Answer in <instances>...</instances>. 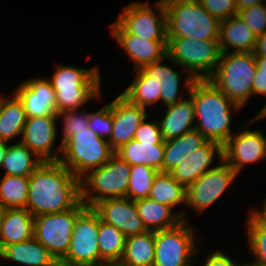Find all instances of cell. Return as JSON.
Instances as JSON below:
<instances>
[{
	"label": "cell",
	"instance_id": "obj_1",
	"mask_svg": "<svg viewBox=\"0 0 266 266\" xmlns=\"http://www.w3.org/2000/svg\"><path fill=\"white\" fill-rule=\"evenodd\" d=\"M81 201V180L58 162H43L29 176L26 209L33 215L54 214Z\"/></svg>",
	"mask_w": 266,
	"mask_h": 266
},
{
	"label": "cell",
	"instance_id": "obj_2",
	"mask_svg": "<svg viewBox=\"0 0 266 266\" xmlns=\"http://www.w3.org/2000/svg\"><path fill=\"white\" fill-rule=\"evenodd\" d=\"M192 97L197 129L207 140H213L222 146L233 135L231 111H238L241 107L226 97L211 81L195 80L189 89Z\"/></svg>",
	"mask_w": 266,
	"mask_h": 266
},
{
	"label": "cell",
	"instance_id": "obj_3",
	"mask_svg": "<svg viewBox=\"0 0 266 266\" xmlns=\"http://www.w3.org/2000/svg\"><path fill=\"white\" fill-rule=\"evenodd\" d=\"M221 55L218 39L167 37L166 59L188 71L185 81L187 90L195 80L209 79L214 74Z\"/></svg>",
	"mask_w": 266,
	"mask_h": 266
},
{
	"label": "cell",
	"instance_id": "obj_4",
	"mask_svg": "<svg viewBox=\"0 0 266 266\" xmlns=\"http://www.w3.org/2000/svg\"><path fill=\"white\" fill-rule=\"evenodd\" d=\"M167 37L197 40L219 39L221 21L211 15L199 0H163Z\"/></svg>",
	"mask_w": 266,
	"mask_h": 266
},
{
	"label": "cell",
	"instance_id": "obj_5",
	"mask_svg": "<svg viewBox=\"0 0 266 266\" xmlns=\"http://www.w3.org/2000/svg\"><path fill=\"white\" fill-rule=\"evenodd\" d=\"M49 81L55 90L57 113L75 110L88 100L100 97V74L95 67L57 65Z\"/></svg>",
	"mask_w": 266,
	"mask_h": 266
},
{
	"label": "cell",
	"instance_id": "obj_6",
	"mask_svg": "<svg viewBox=\"0 0 266 266\" xmlns=\"http://www.w3.org/2000/svg\"><path fill=\"white\" fill-rule=\"evenodd\" d=\"M58 151L63 155L59 162L80 180L88 171L101 167L115 154L108 140L89 128L73 132L60 144Z\"/></svg>",
	"mask_w": 266,
	"mask_h": 266
},
{
	"label": "cell",
	"instance_id": "obj_7",
	"mask_svg": "<svg viewBox=\"0 0 266 266\" xmlns=\"http://www.w3.org/2000/svg\"><path fill=\"white\" fill-rule=\"evenodd\" d=\"M256 70L253 52L222 53L214 74L208 80L242 108L252 96V81Z\"/></svg>",
	"mask_w": 266,
	"mask_h": 266
},
{
	"label": "cell",
	"instance_id": "obj_8",
	"mask_svg": "<svg viewBox=\"0 0 266 266\" xmlns=\"http://www.w3.org/2000/svg\"><path fill=\"white\" fill-rule=\"evenodd\" d=\"M130 169L126 161L114 154L104 165L81 179V201L93 208L105 199L127 197Z\"/></svg>",
	"mask_w": 266,
	"mask_h": 266
},
{
	"label": "cell",
	"instance_id": "obj_9",
	"mask_svg": "<svg viewBox=\"0 0 266 266\" xmlns=\"http://www.w3.org/2000/svg\"><path fill=\"white\" fill-rule=\"evenodd\" d=\"M87 208L80 201L74 208L61 213L34 216V238L60 262L70 248L77 217Z\"/></svg>",
	"mask_w": 266,
	"mask_h": 266
},
{
	"label": "cell",
	"instance_id": "obj_10",
	"mask_svg": "<svg viewBox=\"0 0 266 266\" xmlns=\"http://www.w3.org/2000/svg\"><path fill=\"white\" fill-rule=\"evenodd\" d=\"M99 215L87 207L78 217L72 231L71 243L60 266H100L98 247Z\"/></svg>",
	"mask_w": 266,
	"mask_h": 266
},
{
	"label": "cell",
	"instance_id": "obj_11",
	"mask_svg": "<svg viewBox=\"0 0 266 266\" xmlns=\"http://www.w3.org/2000/svg\"><path fill=\"white\" fill-rule=\"evenodd\" d=\"M194 231L186 220L176 226L154 232L153 266H192L191 256L198 252Z\"/></svg>",
	"mask_w": 266,
	"mask_h": 266
},
{
	"label": "cell",
	"instance_id": "obj_12",
	"mask_svg": "<svg viewBox=\"0 0 266 266\" xmlns=\"http://www.w3.org/2000/svg\"><path fill=\"white\" fill-rule=\"evenodd\" d=\"M160 15L150 5L131 3L123 9L116 21L127 33L148 40H167L166 11L163 0L156 3Z\"/></svg>",
	"mask_w": 266,
	"mask_h": 266
},
{
	"label": "cell",
	"instance_id": "obj_13",
	"mask_svg": "<svg viewBox=\"0 0 266 266\" xmlns=\"http://www.w3.org/2000/svg\"><path fill=\"white\" fill-rule=\"evenodd\" d=\"M238 173L223 159L186 188V204L197 212H203L230 186Z\"/></svg>",
	"mask_w": 266,
	"mask_h": 266
},
{
	"label": "cell",
	"instance_id": "obj_14",
	"mask_svg": "<svg viewBox=\"0 0 266 266\" xmlns=\"http://www.w3.org/2000/svg\"><path fill=\"white\" fill-rule=\"evenodd\" d=\"M113 113V129L108 142L116 152L124 144L134 139L140 124L148 117L146 109L131 103L120 94L109 103Z\"/></svg>",
	"mask_w": 266,
	"mask_h": 266
},
{
	"label": "cell",
	"instance_id": "obj_15",
	"mask_svg": "<svg viewBox=\"0 0 266 266\" xmlns=\"http://www.w3.org/2000/svg\"><path fill=\"white\" fill-rule=\"evenodd\" d=\"M266 159V137L257 130L232 135L223 145V160L237 173L247 163Z\"/></svg>",
	"mask_w": 266,
	"mask_h": 266
},
{
	"label": "cell",
	"instance_id": "obj_16",
	"mask_svg": "<svg viewBox=\"0 0 266 266\" xmlns=\"http://www.w3.org/2000/svg\"><path fill=\"white\" fill-rule=\"evenodd\" d=\"M58 116L30 117L26 119L20 142L43 162H58L60 155L53 150L57 136Z\"/></svg>",
	"mask_w": 266,
	"mask_h": 266
},
{
	"label": "cell",
	"instance_id": "obj_17",
	"mask_svg": "<svg viewBox=\"0 0 266 266\" xmlns=\"http://www.w3.org/2000/svg\"><path fill=\"white\" fill-rule=\"evenodd\" d=\"M93 209L102 221L115 226L126 237L147 231L138 215L135 201L130 198L105 199L98 202Z\"/></svg>",
	"mask_w": 266,
	"mask_h": 266
},
{
	"label": "cell",
	"instance_id": "obj_18",
	"mask_svg": "<svg viewBox=\"0 0 266 266\" xmlns=\"http://www.w3.org/2000/svg\"><path fill=\"white\" fill-rule=\"evenodd\" d=\"M110 26L112 36L127 52L136 69L160 59L167 60V40H148L129 34L117 22Z\"/></svg>",
	"mask_w": 266,
	"mask_h": 266
},
{
	"label": "cell",
	"instance_id": "obj_19",
	"mask_svg": "<svg viewBox=\"0 0 266 266\" xmlns=\"http://www.w3.org/2000/svg\"><path fill=\"white\" fill-rule=\"evenodd\" d=\"M15 94L22 101L27 118L58 114L55 90L49 79L27 80L16 89Z\"/></svg>",
	"mask_w": 266,
	"mask_h": 266
},
{
	"label": "cell",
	"instance_id": "obj_20",
	"mask_svg": "<svg viewBox=\"0 0 266 266\" xmlns=\"http://www.w3.org/2000/svg\"><path fill=\"white\" fill-rule=\"evenodd\" d=\"M215 154L223 159V146L213 140H208L204 145L186 156V159L178 164L169 173L185 188H188L194 181L201 177L209 168Z\"/></svg>",
	"mask_w": 266,
	"mask_h": 266
},
{
	"label": "cell",
	"instance_id": "obj_21",
	"mask_svg": "<svg viewBox=\"0 0 266 266\" xmlns=\"http://www.w3.org/2000/svg\"><path fill=\"white\" fill-rule=\"evenodd\" d=\"M34 237V216L26 208H7L0 213V251L7 245Z\"/></svg>",
	"mask_w": 266,
	"mask_h": 266
},
{
	"label": "cell",
	"instance_id": "obj_22",
	"mask_svg": "<svg viewBox=\"0 0 266 266\" xmlns=\"http://www.w3.org/2000/svg\"><path fill=\"white\" fill-rule=\"evenodd\" d=\"M165 116L158 120L164 141L180 137L184 133L195 129V110L192 97L166 106Z\"/></svg>",
	"mask_w": 266,
	"mask_h": 266
},
{
	"label": "cell",
	"instance_id": "obj_23",
	"mask_svg": "<svg viewBox=\"0 0 266 266\" xmlns=\"http://www.w3.org/2000/svg\"><path fill=\"white\" fill-rule=\"evenodd\" d=\"M0 257L26 266H60L55 257L34 237L5 246Z\"/></svg>",
	"mask_w": 266,
	"mask_h": 266
},
{
	"label": "cell",
	"instance_id": "obj_24",
	"mask_svg": "<svg viewBox=\"0 0 266 266\" xmlns=\"http://www.w3.org/2000/svg\"><path fill=\"white\" fill-rule=\"evenodd\" d=\"M218 40L222 53H229L231 48H235L233 52H253L257 38L236 15L221 21Z\"/></svg>",
	"mask_w": 266,
	"mask_h": 266
},
{
	"label": "cell",
	"instance_id": "obj_25",
	"mask_svg": "<svg viewBox=\"0 0 266 266\" xmlns=\"http://www.w3.org/2000/svg\"><path fill=\"white\" fill-rule=\"evenodd\" d=\"M135 205L147 231L169 229L186 219L185 211L172 214L170 207L150 198L135 200Z\"/></svg>",
	"mask_w": 266,
	"mask_h": 266
},
{
	"label": "cell",
	"instance_id": "obj_26",
	"mask_svg": "<svg viewBox=\"0 0 266 266\" xmlns=\"http://www.w3.org/2000/svg\"><path fill=\"white\" fill-rule=\"evenodd\" d=\"M164 149V140L160 144L153 145V143H140L132 139L118 149L115 154L130 166L144 164L163 172Z\"/></svg>",
	"mask_w": 266,
	"mask_h": 266
},
{
	"label": "cell",
	"instance_id": "obj_27",
	"mask_svg": "<svg viewBox=\"0 0 266 266\" xmlns=\"http://www.w3.org/2000/svg\"><path fill=\"white\" fill-rule=\"evenodd\" d=\"M154 231L126 237L121 266H153L155 259Z\"/></svg>",
	"mask_w": 266,
	"mask_h": 266
},
{
	"label": "cell",
	"instance_id": "obj_28",
	"mask_svg": "<svg viewBox=\"0 0 266 266\" xmlns=\"http://www.w3.org/2000/svg\"><path fill=\"white\" fill-rule=\"evenodd\" d=\"M26 119L24 105L15 93L9 100L0 97L1 141L9 142L20 134L22 136Z\"/></svg>",
	"mask_w": 266,
	"mask_h": 266
},
{
	"label": "cell",
	"instance_id": "obj_29",
	"mask_svg": "<svg viewBox=\"0 0 266 266\" xmlns=\"http://www.w3.org/2000/svg\"><path fill=\"white\" fill-rule=\"evenodd\" d=\"M163 59L157 60L152 64L143 66L140 70L161 85L160 100L165 106L175 104L182 100L178 96L180 74L170 66L161 64Z\"/></svg>",
	"mask_w": 266,
	"mask_h": 266
},
{
	"label": "cell",
	"instance_id": "obj_30",
	"mask_svg": "<svg viewBox=\"0 0 266 266\" xmlns=\"http://www.w3.org/2000/svg\"><path fill=\"white\" fill-rule=\"evenodd\" d=\"M126 236L115 226L100 219L98 247L100 250V266L118 264L125 249Z\"/></svg>",
	"mask_w": 266,
	"mask_h": 266
},
{
	"label": "cell",
	"instance_id": "obj_31",
	"mask_svg": "<svg viewBox=\"0 0 266 266\" xmlns=\"http://www.w3.org/2000/svg\"><path fill=\"white\" fill-rule=\"evenodd\" d=\"M42 163L26 145L18 142L8 145L1 167L7 170L5 175L29 177Z\"/></svg>",
	"mask_w": 266,
	"mask_h": 266
},
{
	"label": "cell",
	"instance_id": "obj_32",
	"mask_svg": "<svg viewBox=\"0 0 266 266\" xmlns=\"http://www.w3.org/2000/svg\"><path fill=\"white\" fill-rule=\"evenodd\" d=\"M148 198L173 209L180 203L186 204V188L178 183L170 173L159 172L154 179Z\"/></svg>",
	"mask_w": 266,
	"mask_h": 266
},
{
	"label": "cell",
	"instance_id": "obj_33",
	"mask_svg": "<svg viewBox=\"0 0 266 266\" xmlns=\"http://www.w3.org/2000/svg\"><path fill=\"white\" fill-rule=\"evenodd\" d=\"M131 85L121 94L131 103L145 108L160 100L161 85L151 77L146 76L140 69Z\"/></svg>",
	"mask_w": 266,
	"mask_h": 266
},
{
	"label": "cell",
	"instance_id": "obj_34",
	"mask_svg": "<svg viewBox=\"0 0 266 266\" xmlns=\"http://www.w3.org/2000/svg\"><path fill=\"white\" fill-rule=\"evenodd\" d=\"M29 177L4 175L0 181V208H26Z\"/></svg>",
	"mask_w": 266,
	"mask_h": 266
},
{
	"label": "cell",
	"instance_id": "obj_35",
	"mask_svg": "<svg viewBox=\"0 0 266 266\" xmlns=\"http://www.w3.org/2000/svg\"><path fill=\"white\" fill-rule=\"evenodd\" d=\"M158 173L159 171L148 165L140 164L131 166L127 198L133 201L148 198L154 179Z\"/></svg>",
	"mask_w": 266,
	"mask_h": 266
},
{
	"label": "cell",
	"instance_id": "obj_36",
	"mask_svg": "<svg viewBox=\"0 0 266 266\" xmlns=\"http://www.w3.org/2000/svg\"><path fill=\"white\" fill-rule=\"evenodd\" d=\"M247 221V235L250 250L255 255L254 266H266V223H264L254 212H249Z\"/></svg>",
	"mask_w": 266,
	"mask_h": 266
},
{
	"label": "cell",
	"instance_id": "obj_37",
	"mask_svg": "<svg viewBox=\"0 0 266 266\" xmlns=\"http://www.w3.org/2000/svg\"><path fill=\"white\" fill-rule=\"evenodd\" d=\"M237 15L251 29L256 38L266 32V3L242 9Z\"/></svg>",
	"mask_w": 266,
	"mask_h": 266
},
{
	"label": "cell",
	"instance_id": "obj_38",
	"mask_svg": "<svg viewBox=\"0 0 266 266\" xmlns=\"http://www.w3.org/2000/svg\"><path fill=\"white\" fill-rule=\"evenodd\" d=\"M88 120V128L92 132L106 140L110 138L113 129V113L109 104L96 112L88 113Z\"/></svg>",
	"mask_w": 266,
	"mask_h": 266
},
{
	"label": "cell",
	"instance_id": "obj_39",
	"mask_svg": "<svg viewBox=\"0 0 266 266\" xmlns=\"http://www.w3.org/2000/svg\"><path fill=\"white\" fill-rule=\"evenodd\" d=\"M82 111V112H81ZM77 112L75 110H68L65 112L58 113L57 116L64 118V133L62 138L63 143L73 132L86 130L88 128V113H85L87 110H81Z\"/></svg>",
	"mask_w": 266,
	"mask_h": 266
},
{
	"label": "cell",
	"instance_id": "obj_40",
	"mask_svg": "<svg viewBox=\"0 0 266 266\" xmlns=\"http://www.w3.org/2000/svg\"><path fill=\"white\" fill-rule=\"evenodd\" d=\"M202 6L220 21L238 14L235 0H199Z\"/></svg>",
	"mask_w": 266,
	"mask_h": 266
},
{
	"label": "cell",
	"instance_id": "obj_41",
	"mask_svg": "<svg viewBox=\"0 0 266 266\" xmlns=\"http://www.w3.org/2000/svg\"><path fill=\"white\" fill-rule=\"evenodd\" d=\"M134 139L140 143L147 142L153 143V145L160 144L163 141V137L158 121L146 122L144 120L136 130Z\"/></svg>",
	"mask_w": 266,
	"mask_h": 266
},
{
	"label": "cell",
	"instance_id": "obj_42",
	"mask_svg": "<svg viewBox=\"0 0 266 266\" xmlns=\"http://www.w3.org/2000/svg\"><path fill=\"white\" fill-rule=\"evenodd\" d=\"M163 172L169 173L186 159L181 154L179 137L165 141Z\"/></svg>",
	"mask_w": 266,
	"mask_h": 266
},
{
	"label": "cell",
	"instance_id": "obj_43",
	"mask_svg": "<svg viewBox=\"0 0 266 266\" xmlns=\"http://www.w3.org/2000/svg\"><path fill=\"white\" fill-rule=\"evenodd\" d=\"M207 141L208 140L197 129L188 131L179 137L181 154L186 157Z\"/></svg>",
	"mask_w": 266,
	"mask_h": 266
},
{
	"label": "cell",
	"instance_id": "obj_44",
	"mask_svg": "<svg viewBox=\"0 0 266 266\" xmlns=\"http://www.w3.org/2000/svg\"><path fill=\"white\" fill-rule=\"evenodd\" d=\"M204 266H238V264L222 251H215L208 256Z\"/></svg>",
	"mask_w": 266,
	"mask_h": 266
},
{
	"label": "cell",
	"instance_id": "obj_45",
	"mask_svg": "<svg viewBox=\"0 0 266 266\" xmlns=\"http://www.w3.org/2000/svg\"><path fill=\"white\" fill-rule=\"evenodd\" d=\"M253 94L266 96V73H255L252 81V95Z\"/></svg>",
	"mask_w": 266,
	"mask_h": 266
},
{
	"label": "cell",
	"instance_id": "obj_46",
	"mask_svg": "<svg viewBox=\"0 0 266 266\" xmlns=\"http://www.w3.org/2000/svg\"><path fill=\"white\" fill-rule=\"evenodd\" d=\"M253 54L255 57H266V32L257 37Z\"/></svg>",
	"mask_w": 266,
	"mask_h": 266
},
{
	"label": "cell",
	"instance_id": "obj_47",
	"mask_svg": "<svg viewBox=\"0 0 266 266\" xmlns=\"http://www.w3.org/2000/svg\"><path fill=\"white\" fill-rule=\"evenodd\" d=\"M264 0H235L237 11L249 8L259 3H264ZM266 1V0H265Z\"/></svg>",
	"mask_w": 266,
	"mask_h": 266
},
{
	"label": "cell",
	"instance_id": "obj_48",
	"mask_svg": "<svg viewBox=\"0 0 266 266\" xmlns=\"http://www.w3.org/2000/svg\"><path fill=\"white\" fill-rule=\"evenodd\" d=\"M257 63L256 73H266V57H255Z\"/></svg>",
	"mask_w": 266,
	"mask_h": 266
},
{
	"label": "cell",
	"instance_id": "obj_49",
	"mask_svg": "<svg viewBox=\"0 0 266 266\" xmlns=\"http://www.w3.org/2000/svg\"><path fill=\"white\" fill-rule=\"evenodd\" d=\"M7 143L8 142L0 140V167L2 166L4 156H5V153H6L7 148H8Z\"/></svg>",
	"mask_w": 266,
	"mask_h": 266
},
{
	"label": "cell",
	"instance_id": "obj_50",
	"mask_svg": "<svg viewBox=\"0 0 266 266\" xmlns=\"http://www.w3.org/2000/svg\"><path fill=\"white\" fill-rule=\"evenodd\" d=\"M263 209L262 211L255 210L253 211L264 223H266V199L263 201Z\"/></svg>",
	"mask_w": 266,
	"mask_h": 266
},
{
	"label": "cell",
	"instance_id": "obj_51",
	"mask_svg": "<svg viewBox=\"0 0 266 266\" xmlns=\"http://www.w3.org/2000/svg\"><path fill=\"white\" fill-rule=\"evenodd\" d=\"M266 117V104L264 105V107L261 109V111L252 119V121L254 120H260L262 118Z\"/></svg>",
	"mask_w": 266,
	"mask_h": 266
},
{
	"label": "cell",
	"instance_id": "obj_52",
	"mask_svg": "<svg viewBox=\"0 0 266 266\" xmlns=\"http://www.w3.org/2000/svg\"><path fill=\"white\" fill-rule=\"evenodd\" d=\"M238 266H254V265H252L251 263H244L243 265L242 264L240 265V263H239Z\"/></svg>",
	"mask_w": 266,
	"mask_h": 266
},
{
	"label": "cell",
	"instance_id": "obj_53",
	"mask_svg": "<svg viewBox=\"0 0 266 266\" xmlns=\"http://www.w3.org/2000/svg\"><path fill=\"white\" fill-rule=\"evenodd\" d=\"M107 266H121V265L118 263V264H110V265H107Z\"/></svg>",
	"mask_w": 266,
	"mask_h": 266
}]
</instances>
